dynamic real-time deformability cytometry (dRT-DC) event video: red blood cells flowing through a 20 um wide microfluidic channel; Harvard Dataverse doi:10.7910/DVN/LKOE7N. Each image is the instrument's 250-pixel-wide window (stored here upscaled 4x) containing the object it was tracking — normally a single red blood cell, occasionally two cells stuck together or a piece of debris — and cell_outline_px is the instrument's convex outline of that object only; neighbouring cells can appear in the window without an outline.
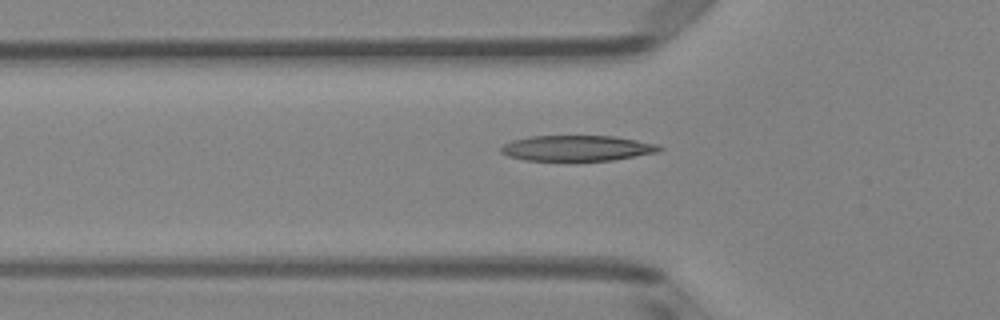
{"species": "Egyptian fruit bat (a non-hibernating species)", "species_latin": "Rousettus aegyptiacus", "temperature_condition": "room temperature", "stored_images_in_passage": 47, "camera_frame_rate_fps": 3000, "um_per_image_px": 0.085, "animal": {"sex": "female"}, "frame": {"image": 1, "passage_image": 16, "time_ms": 5.0, "image_size_px": [1000, 320], "cell_outline_px": [[664, 148], [656, 152], [612, 160], [524, 160], [508, 156], [500, 152], [500, 148], [504, 144], [512, 140], [528, 136], [612, 136], [636, 140], [656, 144]], "centroid_in_image_um": [48.99, 12.59], "position_along_channel_um": 76.8, "area_um2": 23.35}}
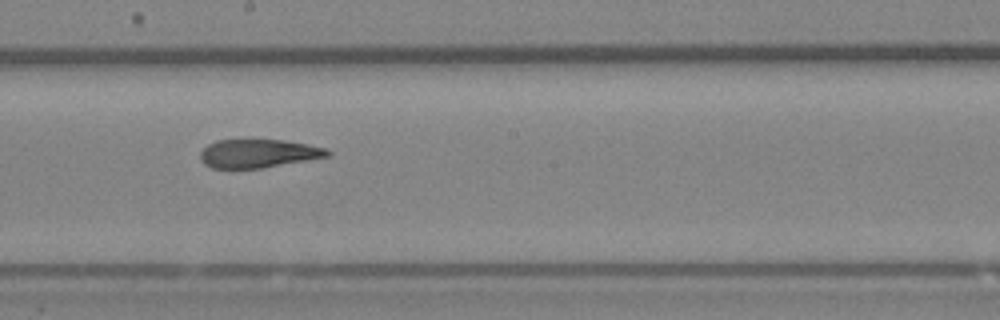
{"frame": {"image": 2, "passage_image": 27, "time_ms": 8.667, "image_size_px": [1000, 320], "cell_outline_px": [[332, 152], [328, 156], [260, 168], [212, 168], [204, 164], [200, 160], [200, 152], [208, 144], [216, 140], [284, 140], [308, 144], [328, 148]], "centroid_in_image_um": [21.94, 13.04], "position_along_channel_um": 226.3, "area_um2": 20.98}}
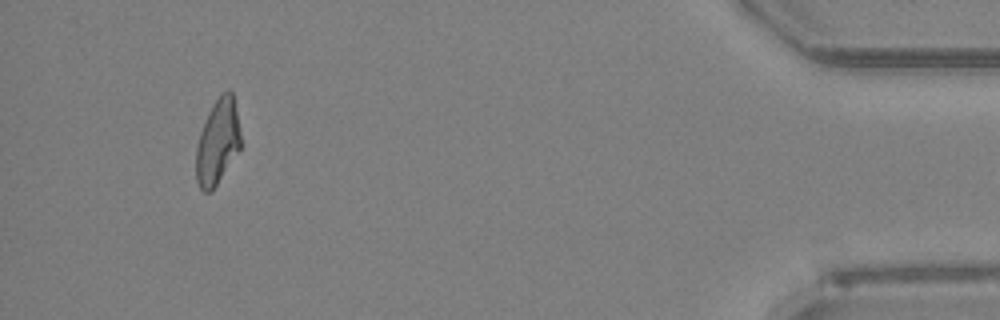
{"frame": {"image": 3, "passage_image": 46, "time_ms": 15.0, "image_size_px": [1000, 320], "cell_outline_px": [[244, 144], [212, 192], [204, 192], [200, 188], [196, 180], [196, 148], [200, 132], [208, 112], [212, 104], [228, 88], [232, 92]], "centroid_in_image_um": [18.53, 12.09], "position_along_channel_um": 416.7, "area_um2": 22.6}}